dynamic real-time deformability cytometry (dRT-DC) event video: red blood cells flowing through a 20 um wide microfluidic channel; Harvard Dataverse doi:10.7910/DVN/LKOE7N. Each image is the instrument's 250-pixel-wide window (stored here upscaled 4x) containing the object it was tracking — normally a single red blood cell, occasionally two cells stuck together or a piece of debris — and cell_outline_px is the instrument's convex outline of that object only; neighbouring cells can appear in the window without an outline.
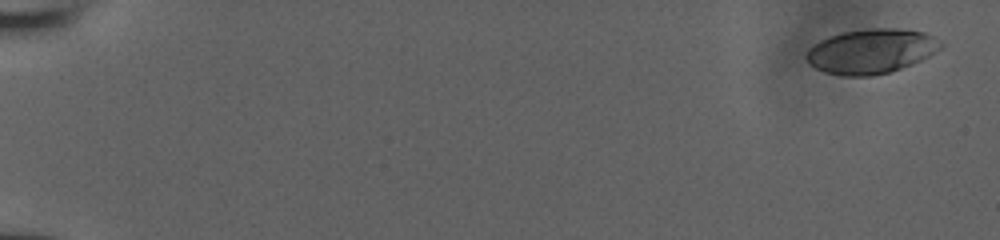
{"species": "human", "species_latin": "Homo sapiens", "temperature_condition": "room temperature", "stored_images_in_passage": 31, "camera_frame_rate_fps": 3000, "um_per_image_px": 0.085, "donor": {"sex": "male"}, "frame": {"image": 1, "passage_image": 1, "time_ms": 0.0, "image_size_px": [1000, 240], "cell_outline_px": [[944, 44], [936, 52], [912, 64], [888, 72], [872, 76], [840, 76], [824, 72], [816, 68], [804, 56], [808, 48], [820, 40], [828, 36], [844, 32], [868, 28], [892, 28], [924, 32], [944, 40]], "centroid_in_image_um": [74.06, 4.35], "position_along_channel_um": 10.9, "area_um2": 35.08}}
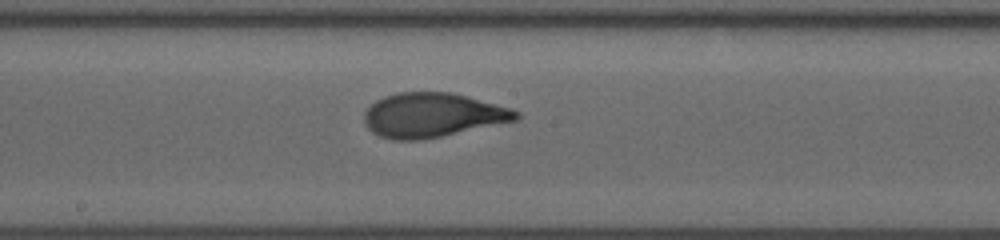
{"frame": {"image": 2, "passage_image": 18, "time_ms": 5.667, "image_size_px": [1000, 240], "cell_outline_px": [[520, 116], [516, 120], [440, 136], [420, 140], [392, 140], [380, 136], [372, 132], [364, 124], [364, 112], [376, 100], [384, 96], [396, 92], [452, 92], [512, 108], [520, 112]], "centroid_in_image_um": [36.73, 9.77], "position_along_channel_um": 211.5, "area_um2": 39.13}}
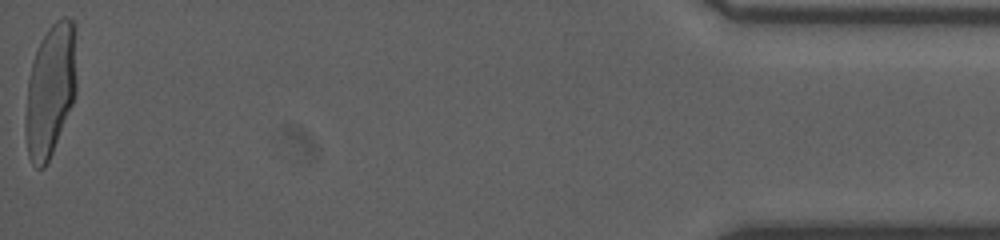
{"frame": {"image": 3, "passage_image": 31, "time_ms": 10.0, "image_size_px": [1000, 240], "cell_outline_px": [[76, 96], [52, 152], [44, 168], [36, 168], [32, 164], [28, 156], [24, 128], [24, 116], [28, 80], [32, 64], [40, 40], [48, 28], [56, 20], [64, 16], [68, 16], [76, 24]], "centroid_in_image_um": [4.29, 7.64], "position_along_channel_um": 430.9, "area_um2": 40.06}}